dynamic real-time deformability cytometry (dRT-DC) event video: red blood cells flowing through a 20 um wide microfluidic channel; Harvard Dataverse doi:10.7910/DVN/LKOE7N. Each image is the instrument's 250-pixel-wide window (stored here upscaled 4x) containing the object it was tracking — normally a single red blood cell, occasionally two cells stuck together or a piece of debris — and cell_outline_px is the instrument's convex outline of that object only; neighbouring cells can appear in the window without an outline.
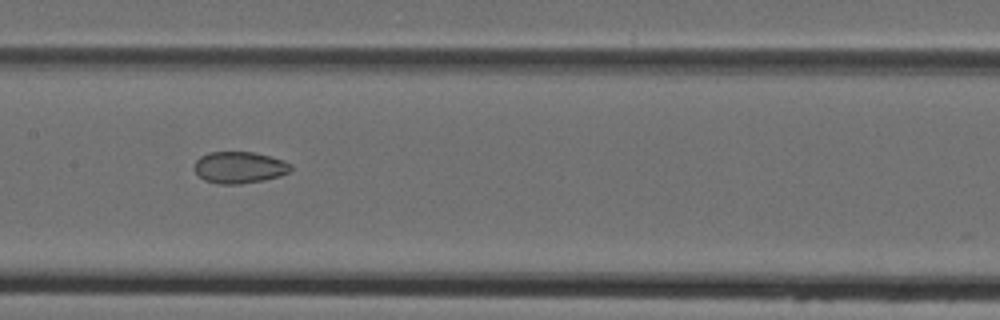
{"species": "Egyptian fruit bat (a non-hibernating species)", "species_latin": "Rousettus aegyptiacus", "temperature_condition": "cold", "stored_images_in_passage": 8, "camera_frame_rate_fps": 3000, "um_per_image_px": 0.085, "animal": {"sex": "female"}, "frame": {"image": 1, "passage_image": 7, "time_ms": 8.0, "image_size_px": [1000, 320], "cell_outline_px": [[292, 168], [288, 172], [280, 176], [264, 180], [240, 184], [220, 184], [204, 180], [192, 168], [196, 160], [200, 156], [208, 152], [252, 152], [284, 160], [292, 164]], "centroid_in_image_um": [20.33, 14.23], "position_along_channel_um": 187.1, "area_um2": 17.86}}
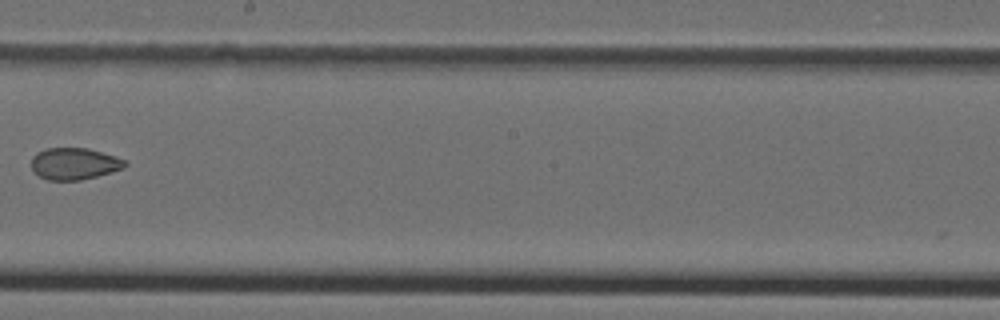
{"frame": {"image": 2, "passage_image": 8, "time_ms": 9.333, "image_size_px": [1000, 320], "cell_outline_px": [[128, 164], [124, 168], [96, 176], [80, 180], [48, 180], [40, 176], [32, 168], [32, 156], [36, 152], [44, 148], [88, 148], [116, 156], [124, 160]], "centroid_in_image_um": [6.31, 13.9], "position_along_channel_um": 241.9, "area_um2": 17.28}}